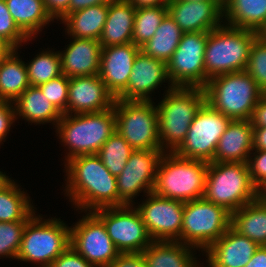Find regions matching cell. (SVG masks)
<instances>
[{"label": "cell", "mask_w": 266, "mask_h": 267, "mask_svg": "<svg viewBox=\"0 0 266 267\" xmlns=\"http://www.w3.org/2000/svg\"><path fill=\"white\" fill-rule=\"evenodd\" d=\"M67 196L82 211L119 206L116 177L96 154L75 156L65 164Z\"/></svg>", "instance_id": "6da1fadb"}, {"label": "cell", "mask_w": 266, "mask_h": 267, "mask_svg": "<svg viewBox=\"0 0 266 267\" xmlns=\"http://www.w3.org/2000/svg\"><path fill=\"white\" fill-rule=\"evenodd\" d=\"M166 91L156 105L160 144L164 152H174L184 141L196 113L206 102V96L204 88L173 87L170 84Z\"/></svg>", "instance_id": "7a4b0ae2"}, {"label": "cell", "mask_w": 266, "mask_h": 267, "mask_svg": "<svg viewBox=\"0 0 266 267\" xmlns=\"http://www.w3.org/2000/svg\"><path fill=\"white\" fill-rule=\"evenodd\" d=\"M59 139L69 152L65 160L97 154L102 145L116 131L114 108L101 112L62 114L56 127Z\"/></svg>", "instance_id": "3957f363"}, {"label": "cell", "mask_w": 266, "mask_h": 267, "mask_svg": "<svg viewBox=\"0 0 266 267\" xmlns=\"http://www.w3.org/2000/svg\"><path fill=\"white\" fill-rule=\"evenodd\" d=\"M257 32L222 24L207 32L204 55L205 86L209 79L246 70Z\"/></svg>", "instance_id": "277c9868"}, {"label": "cell", "mask_w": 266, "mask_h": 267, "mask_svg": "<svg viewBox=\"0 0 266 267\" xmlns=\"http://www.w3.org/2000/svg\"><path fill=\"white\" fill-rule=\"evenodd\" d=\"M207 169V162L164 152L157 166L152 192L182 202L203 198Z\"/></svg>", "instance_id": "5b68a950"}, {"label": "cell", "mask_w": 266, "mask_h": 267, "mask_svg": "<svg viewBox=\"0 0 266 267\" xmlns=\"http://www.w3.org/2000/svg\"><path fill=\"white\" fill-rule=\"evenodd\" d=\"M204 90L206 103L231 120H250L264 94L245 70L213 77Z\"/></svg>", "instance_id": "8992f818"}, {"label": "cell", "mask_w": 266, "mask_h": 267, "mask_svg": "<svg viewBox=\"0 0 266 267\" xmlns=\"http://www.w3.org/2000/svg\"><path fill=\"white\" fill-rule=\"evenodd\" d=\"M203 198L230 213L256 200V187L251 181L248 164L208 163Z\"/></svg>", "instance_id": "52a82bcc"}, {"label": "cell", "mask_w": 266, "mask_h": 267, "mask_svg": "<svg viewBox=\"0 0 266 267\" xmlns=\"http://www.w3.org/2000/svg\"><path fill=\"white\" fill-rule=\"evenodd\" d=\"M44 220L34 214L27 221L16 259L49 267L70 246V227L61 219Z\"/></svg>", "instance_id": "ba28073f"}, {"label": "cell", "mask_w": 266, "mask_h": 267, "mask_svg": "<svg viewBox=\"0 0 266 267\" xmlns=\"http://www.w3.org/2000/svg\"><path fill=\"white\" fill-rule=\"evenodd\" d=\"M150 101L119 100L114 102L116 132L134 150H162L157 107Z\"/></svg>", "instance_id": "9c48e42d"}, {"label": "cell", "mask_w": 266, "mask_h": 267, "mask_svg": "<svg viewBox=\"0 0 266 267\" xmlns=\"http://www.w3.org/2000/svg\"><path fill=\"white\" fill-rule=\"evenodd\" d=\"M231 213L204 198L184 202L181 243L205 251L230 227Z\"/></svg>", "instance_id": "30bf717a"}, {"label": "cell", "mask_w": 266, "mask_h": 267, "mask_svg": "<svg viewBox=\"0 0 266 267\" xmlns=\"http://www.w3.org/2000/svg\"><path fill=\"white\" fill-rule=\"evenodd\" d=\"M230 121V118L205 102L196 113L184 141L174 153L186 159L213 162L218 141Z\"/></svg>", "instance_id": "8fae6325"}, {"label": "cell", "mask_w": 266, "mask_h": 267, "mask_svg": "<svg viewBox=\"0 0 266 267\" xmlns=\"http://www.w3.org/2000/svg\"><path fill=\"white\" fill-rule=\"evenodd\" d=\"M93 212L104 223L120 253H141L153 242L133 204L99 208Z\"/></svg>", "instance_id": "7c38bea8"}, {"label": "cell", "mask_w": 266, "mask_h": 267, "mask_svg": "<svg viewBox=\"0 0 266 267\" xmlns=\"http://www.w3.org/2000/svg\"><path fill=\"white\" fill-rule=\"evenodd\" d=\"M206 43L207 32L183 33L178 47L167 63L169 82L173 87H205Z\"/></svg>", "instance_id": "4fadbf2b"}, {"label": "cell", "mask_w": 266, "mask_h": 267, "mask_svg": "<svg viewBox=\"0 0 266 267\" xmlns=\"http://www.w3.org/2000/svg\"><path fill=\"white\" fill-rule=\"evenodd\" d=\"M70 245L95 267H107L120 254L93 211L70 227Z\"/></svg>", "instance_id": "5bb4252c"}, {"label": "cell", "mask_w": 266, "mask_h": 267, "mask_svg": "<svg viewBox=\"0 0 266 267\" xmlns=\"http://www.w3.org/2000/svg\"><path fill=\"white\" fill-rule=\"evenodd\" d=\"M138 207L142 222L153 241L181 242L184 202L160 197L153 192Z\"/></svg>", "instance_id": "9a60e30c"}, {"label": "cell", "mask_w": 266, "mask_h": 267, "mask_svg": "<svg viewBox=\"0 0 266 267\" xmlns=\"http://www.w3.org/2000/svg\"><path fill=\"white\" fill-rule=\"evenodd\" d=\"M163 150H134L123 171L116 177L119 206L132 205L133 198L142 190L151 193Z\"/></svg>", "instance_id": "2e32d148"}, {"label": "cell", "mask_w": 266, "mask_h": 267, "mask_svg": "<svg viewBox=\"0 0 266 267\" xmlns=\"http://www.w3.org/2000/svg\"><path fill=\"white\" fill-rule=\"evenodd\" d=\"M168 14L186 32H209L221 26L222 1L170 0Z\"/></svg>", "instance_id": "e0dca14e"}, {"label": "cell", "mask_w": 266, "mask_h": 267, "mask_svg": "<svg viewBox=\"0 0 266 267\" xmlns=\"http://www.w3.org/2000/svg\"><path fill=\"white\" fill-rule=\"evenodd\" d=\"M115 100L98 74L72 77L68 86L66 114L101 112L113 108Z\"/></svg>", "instance_id": "ac0fdd59"}, {"label": "cell", "mask_w": 266, "mask_h": 267, "mask_svg": "<svg viewBox=\"0 0 266 267\" xmlns=\"http://www.w3.org/2000/svg\"><path fill=\"white\" fill-rule=\"evenodd\" d=\"M165 80L169 81L167 64L140 50L134 60L128 85L116 99L150 101L149 94Z\"/></svg>", "instance_id": "d6986e66"}, {"label": "cell", "mask_w": 266, "mask_h": 267, "mask_svg": "<svg viewBox=\"0 0 266 267\" xmlns=\"http://www.w3.org/2000/svg\"><path fill=\"white\" fill-rule=\"evenodd\" d=\"M139 51L133 43L101 48L98 75L115 98L127 87Z\"/></svg>", "instance_id": "ffe728a7"}, {"label": "cell", "mask_w": 266, "mask_h": 267, "mask_svg": "<svg viewBox=\"0 0 266 267\" xmlns=\"http://www.w3.org/2000/svg\"><path fill=\"white\" fill-rule=\"evenodd\" d=\"M258 247L256 242L230 226L204 253H207L209 267H244Z\"/></svg>", "instance_id": "44dd1931"}, {"label": "cell", "mask_w": 266, "mask_h": 267, "mask_svg": "<svg viewBox=\"0 0 266 267\" xmlns=\"http://www.w3.org/2000/svg\"><path fill=\"white\" fill-rule=\"evenodd\" d=\"M72 39L65 52H60L62 74L68 78L99 74L102 48L99 40Z\"/></svg>", "instance_id": "7402d4cb"}, {"label": "cell", "mask_w": 266, "mask_h": 267, "mask_svg": "<svg viewBox=\"0 0 266 267\" xmlns=\"http://www.w3.org/2000/svg\"><path fill=\"white\" fill-rule=\"evenodd\" d=\"M253 152V125L250 120H231L221 135L213 162L247 163Z\"/></svg>", "instance_id": "603a6c76"}, {"label": "cell", "mask_w": 266, "mask_h": 267, "mask_svg": "<svg viewBox=\"0 0 266 267\" xmlns=\"http://www.w3.org/2000/svg\"><path fill=\"white\" fill-rule=\"evenodd\" d=\"M136 7L128 0H113L108 4V14L102 35L101 47L132 43Z\"/></svg>", "instance_id": "cb8c5ba5"}, {"label": "cell", "mask_w": 266, "mask_h": 267, "mask_svg": "<svg viewBox=\"0 0 266 267\" xmlns=\"http://www.w3.org/2000/svg\"><path fill=\"white\" fill-rule=\"evenodd\" d=\"M194 248L179 241H153L141 253L147 267H198Z\"/></svg>", "instance_id": "d4e9b609"}, {"label": "cell", "mask_w": 266, "mask_h": 267, "mask_svg": "<svg viewBox=\"0 0 266 267\" xmlns=\"http://www.w3.org/2000/svg\"><path fill=\"white\" fill-rule=\"evenodd\" d=\"M16 119H23L35 124L48 122L57 125L62 114L48 101L38 86H29L15 101ZM56 122V124H55Z\"/></svg>", "instance_id": "484cf974"}, {"label": "cell", "mask_w": 266, "mask_h": 267, "mask_svg": "<svg viewBox=\"0 0 266 267\" xmlns=\"http://www.w3.org/2000/svg\"><path fill=\"white\" fill-rule=\"evenodd\" d=\"M222 5L230 27L257 32L266 22V0H222Z\"/></svg>", "instance_id": "4316f807"}, {"label": "cell", "mask_w": 266, "mask_h": 267, "mask_svg": "<svg viewBox=\"0 0 266 267\" xmlns=\"http://www.w3.org/2000/svg\"><path fill=\"white\" fill-rule=\"evenodd\" d=\"M108 14V4L89 6L69 13L62 23L67 33L76 38L99 40Z\"/></svg>", "instance_id": "83f0119b"}, {"label": "cell", "mask_w": 266, "mask_h": 267, "mask_svg": "<svg viewBox=\"0 0 266 267\" xmlns=\"http://www.w3.org/2000/svg\"><path fill=\"white\" fill-rule=\"evenodd\" d=\"M230 226L259 246L266 245V204L254 200L232 212Z\"/></svg>", "instance_id": "f1b7e54d"}, {"label": "cell", "mask_w": 266, "mask_h": 267, "mask_svg": "<svg viewBox=\"0 0 266 267\" xmlns=\"http://www.w3.org/2000/svg\"><path fill=\"white\" fill-rule=\"evenodd\" d=\"M14 22L30 39L42 27L54 21L44 7L43 0H5Z\"/></svg>", "instance_id": "f546056e"}, {"label": "cell", "mask_w": 266, "mask_h": 267, "mask_svg": "<svg viewBox=\"0 0 266 267\" xmlns=\"http://www.w3.org/2000/svg\"><path fill=\"white\" fill-rule=\"evenodd\" d=\"M13 50L0 64V100L14 102L29 86L25 62Z\"/></svg>", "instance_id": "4dcf8cb0"}, {"label": "cell", "mask_w": 266, "mask_h": 267, "mask_svg": "<svg viewBox=\"0 0 266 267\" xmlns=\"http://www.w3.org/2000/svg\"><path fill=\"white\" fill-rule=\"evenodd\" d=\"M183 33L178 24L167 14L153 37L143 44L140 50L167 64L178 47Z\"/></svg>", "instance_id": "1f68e13d"}, {"label": "cell", "mask_w": 266, "mask_h": 267, "mask_svg": "<svg viewBox=\"0 0 266 267\" xmlns=\"http://www.w3.org/2000/svg\"><path fill=\"white\" fill-rule=\"evenodd\" d=\"M18 186L12 180L0 189L1 222L28 221L35 214L29 196H26V192L21 191Z\"/></svg>", "instance_id": "d6a6232c"}, {"label": "cell", "mask_w": 266, "mask_h": 267, "mask_svg": "<svg viewBox=\"0 0 266 267\" xmlns=\"http://www.w3.org/2000/svg\"><path fill=\"white\" fill-rule=\"evenodd\" d=\"M167 14V5L136 8L132 43L140 48L148 42Z\"/></svg>", "instance_id": "836d02e7"}, {"label": "cell", "mask_w": 266, "mask_h": 267, "mask_svg": "<svg viewBox=\"0 0 266 267\" xmlns=\"http://www.w3.org/2000/svg\"><path fill=\"white\" fill-rule=\"evenodd\" d=\"M25 65L30 86H40L62 75L60 51H43Z\"/></svg>", "instance_id": "e575fe53"}, {"label": "cell", "mask_w": 266, "mask_h": 267, "mask_svg": "<svg viewBox=\"0 0 266 267\" xmlns=\"http://www.w3.org/2000/svg\"><path fill=\"white\" fill-rule=\"evenodd\" d=\"M134 149L118 133L114 132L97 152V156L115 177L123 171Z\"/></svg>", "instance_id": "d590c367"}, {"label": "cell", "mask_w": 266, "mask_h": 267, "mask_svg": "<svg viewBox=\"0 0 266 267\" xmlns=\"http://www.w3.org/2000/svg\"><path fill=\"white\" fill-rule=\"evenodd\" d=\"M27 221H0V257L16 259Z\"/></svg>", "instance_id": "8d00e7d4"}, {"label": "cell", "mask_w": 266, "mask_h": 267, "mask_svg": "<svg viewBox=\"0 0 266 267\" xmlns=\"http://www.w3.org/2000/svg\"><path fill=\"white\" fill-rule=\"evenodd\" d=\"M266 94V43L258 37L254 40L245 70Z\"/></svg>", "instance_id": "74e56055"}, {"label": "cell", "mask_w": 266, "mask_h": 267, "mask_svg": "<svg viewBox=\"0 0 266 267\" xmlns=\"http://www.w3.org/2000/svg\"><path fill=\"white\" fill-rule=\"evenodd\" d=\"M69 82L70 78L62 74L38 86L43 95L61 114H66Z\"/></svg>", "instance_id": "f35d334b"}, {"label": "cell", "mask_w": 266, "mask_h": 267, "mask_svg": "<svg viewBox=\"0 0 266 267\" xmlns=\"http://www.w3.org/2000/svg\"><path fill=\"white\" fill-rule=\"evenodd\" d=\"M0 37L10 43L15 49H18L22 42L31 40L14 22L5 0H0Z\"/></svg>", "instance_id": "ab89813d"}, {"label": "cell", "mask_w": 266, "mask_h": 267, "mask_svg": "<svg viewBox=\"0 0 266 267\" xmlns=\"http://www.w3.org/2000/svg\"><path fill=\"white\" fill-rule=\"evenodd\" d=\"M254 158L249 157L247 164L250 178L255 187L266 179V150H254Z\"/></svg>", "instance_id": "60d3db41"}, {"label": "cell", "mask_w": 266, "mask_h": 267, "mask_svg": "<svg viewBox=\"0 0 266 267\" xmlns=\"http://www.w3.org/2000/svg\"><path fill=\"white\" fill-rule=\"evenodd\" d=\"M49 267H95L83 258L71 245Z\"/></svg>", "instance_id": "b9f144b4"}, {"label": "cell", "mask_w": 266, "mask_h": 267, "mask_svg": "<svg viewBox=\"0 0 266 267\" xmlns=\"http://www.w3.org/2000/svg\"><path fill=\"white\" fill-rule=\"evenodd\" d=\"M14 102L0 100V138L4 141L16 120Z\"/></svg>", "instance_id": "7bdbcfd3"}, {"label": "cell", "mask_w": 266, "mask_h": 267, "mask_svg": "<svg viewBox=\"0 0 266 267\" xmlns=\"http://www.w3.org/2000/svg\"><path fill=\"white\" fill-rule=\"evenodd\" d=\"M107 267H147L142 253H120Z\"/></svg>", "instance_id": "ee69618b"}, {"label": "cell", "mask_w": 266, "mask_h": 267, "mask_svg": "<svg viewBox=\"0 0 266 267\" xmlns=\"http://www.w3.org/2000/svg\"><path fill=\"white\" fill-rule=\"evenodd\" d=\"M44 7L52 19L63 20L69 14L71 0H43Z\"/></svg>", "instance_id": "f6af8a7d"}, {"label": "cell", "mask_w": 266, "mask_h": 267, "mask_svg": "<svg viewBox=\"0 0 266 267\" xmlns=\"http://www.w3.org/2000/svg\"><path fill=\"white\" fill-rule=\"evenodd\" d=\"M250 121L253 127H266V94L260 97Z\"/></svg>", "instance_id": "bcb514c9"}, {"label": "cell", "mask_w": 266, "mask_h": 267, "mask_svg": "<svg viewBox=\"0 0 266 267\" xmlns=\"http://www.w3.org/2000/svg\"><path fill=\"white\" fill-rule=\"evenodd\" d=\"M113 0H71L69 4V13L94 5L109 4Z\"/></svg>", "instance_id": "7dc6e473"}, {"label": "cell", "mask_w": 266, "mask_h": 267, "mask_svg": "<svg viewBox=\"0 0 266 267\" xmlns=\"http://www.w3.org/2000/svg\"><path fill=\"white\" fill-rule=\"evenodd\" d=\"M253 150H266V127H253Z\"/></svg>", "instance_id": "c3c4849f"}, {"label": "cell", "mask_w": 266, "mask_h": 267, "mask_svg": "<svg viewBox=\"0 0 266 267\" xmlns=\"http://www.w3.org/2000/svg\"><path fill=\"white\" fill-rule=\"evenodd\" d=\"M244 267H266V245L259 246Z\"/></svg>", "instance_id": "681fc988"}, {"label": "cell", "mask_w": 266, "mask_h": 267, "mask_svg": "<svg viewBox=\"0 0 266 267\" xmlns=\"http://www.w3.org/2000/svg\"><path fill=\"white\" fill-rule=\"evenodd\" d=\"M136 8L167 5L170 0H128Z\"/></svg>", "instance_id": "f907efd6"}, {"label": "cell", "mask_w": 266, "mask_h": 267, "mask_svg": "<svg viewBox=\"0 0 266 267\" xmlns=\"http://www.w3.org/2000/svg\"><path fill=\"white\" fill-rule=\"evenodd\" d=\"M15 48L0 37V64L8 57Z\"/></svg>", "instance_id": "816d5d0a"}, {"label": "cell", "mask_w": 266, "mask_h": 267, "mask_svg": "<svg viewBox=\"0 0 266 267\" xmlns=\"http://www.w3.org/2000/svg\"><path fill=\"white\" fill-rule=\"evenodd\" d=\"M256 200L266 204V179L256 187Z\"/></svg>", "instance_id": "f5cc1de1"}, {"label": "cell", "mask_w": 266, "mask_h": 267, "mask_svg": "<svg viewBox=\"0 0 266 267\" xmlns=\"http://www.w3.org/2000/svg\"><path fill=\"white\" fill-rule=\"evenodd\" d=\"M11 181H12L11 178H8L6 174H3V172L0 171V189L4 188Z\"/></svg>", "instance_id": "db71d44e"}, {"label": "cell", "mask_w": 266, "mask_h": 267, "mask_svg": "<svg viewBox=\"0 0 266 267\" xmlns=\"http://www.w3.org/2000/svg\"><path fill=\"white\" fill-rule=\"evenodd\" d=\"M257 37L266 43V22L264 25L257 31Z\"/></svg>", "instance_id": "11a10c76"}, {"label": "cell", "mask_w": 266, "mask_h": 267, "mask_svg": "<svg viewBox=\"0 0 266 267\" xmlns=\"http://www.w3.org/2000/svg\"><path fill=\"white\" fill-rule=\"evenodd\" d=\"M185 1H222V0H185Z\"/></svg>", "instance_id": "9f6ffc18"}]
</instances>
